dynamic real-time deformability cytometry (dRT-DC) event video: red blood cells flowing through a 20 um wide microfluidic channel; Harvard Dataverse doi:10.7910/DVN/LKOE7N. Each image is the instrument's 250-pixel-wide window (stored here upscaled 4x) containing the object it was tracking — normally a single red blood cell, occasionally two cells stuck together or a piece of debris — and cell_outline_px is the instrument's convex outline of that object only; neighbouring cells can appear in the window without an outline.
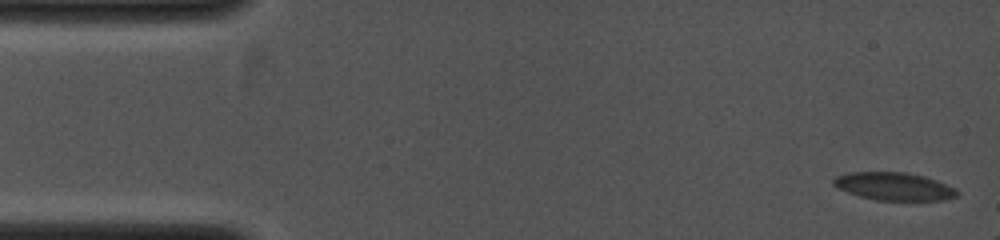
{"species": "common noctule bat (a hibernating species)", "species_latin": "Nyctalus noctula", "temperature_condition": "cold", "stored_images_in_passage": 4, "camera_frame_rate_fps": 4000, "um_per_image_px": 0.085, "animal": {"sex": "female", "body_mass_g": 19.0, "forearm_length_mm": 53.3}, "frame": {"image": 1, "passage_image": 1, "time_ms": 0.0, "image_size_px": [1000, 240], "cell_outline_px": [[960, 192], [956, 196], [944, 200], [876, 200], [860, 196], [836, 188], [832, 184], [832, 180], [836, 176], [848, 172], [904, 172], [924, 176], [936, 180], [956, 188]], "centroid_in_image_um": [75.98, 15.84], "position_along_channel_um": 9.0, "area_um2": 20.11}}